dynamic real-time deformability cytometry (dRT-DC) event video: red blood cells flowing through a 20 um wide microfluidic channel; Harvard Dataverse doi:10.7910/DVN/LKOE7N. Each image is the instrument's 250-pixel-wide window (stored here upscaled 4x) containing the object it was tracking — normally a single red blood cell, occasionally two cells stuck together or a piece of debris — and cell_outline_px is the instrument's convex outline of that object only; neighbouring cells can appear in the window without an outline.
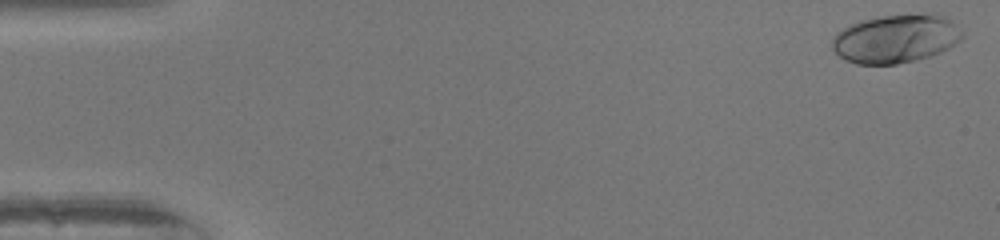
{"species": "human", "species_latin": "Homo sapiens", "temperature_condition": "warm", "stored_images_in_passage": 45, "camera_frame_rate_fps": 3000, "um_per_image_px": 0.085, "donor": {"sex": "female"}, "frame": {"image": 1, "passage_image": 1, "time_ms": 0.0, "image_size_px": [1000, 240], "cell_outline_px": [[964, 36], [960, 40], [948, 48], [940, 52], [916, 60], [896, 64], [856, 64], [840, 56], [832, 48], [832, 36], [836, 32], [860, 20], [880, 16], [936, 12], [948, 16], [952, 20]], "centroid_in_image_um": [76.16, 3.26], "position_along_channel_um": 8.8, "area_um2": 36.99}}
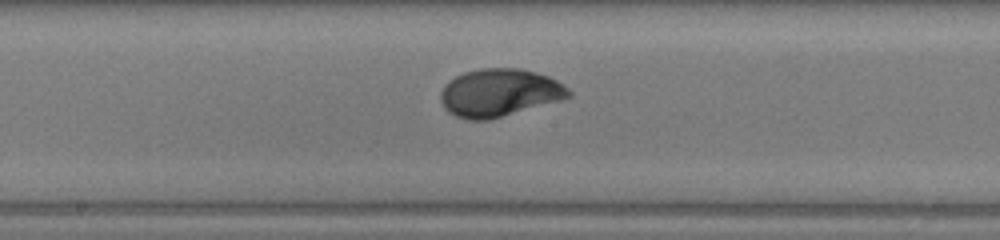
{"frame": {"image": 2, "passage_image": 27, "time_ms": 8.667, "image_size_px": [1000, 240], "cell_outline_px": [[572, 96], [560, 100], [488, 120], [468, 120], [456, 116], [448, 112], [444, 108], [440, 100], [440, 92], [444, 84], [448, 80], [464, 72], [480, 68], [520, 68], [536, 72], [548, 76], [564, 84], [572, 92]], "centroid_in_image_um": [42.42, 7.87], "position_along_channel_um": 205.8, "area_um2": 35.78}}
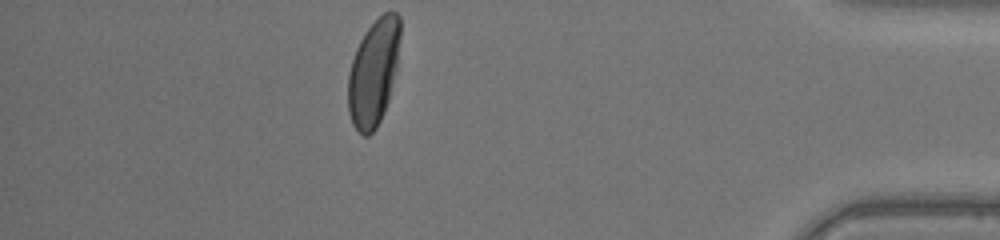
{"frame": {"image": 3, "passage_image": 45, "time_ms": 14.667, "image_size_px": [1000, 240], "cell_outline_px": [[400, 36], [396, 72], [388, 100], [384, 112], [376, 128], [368, 136], [364, 136], [352, 124], [348, 112], [348, 72], [356, 48], [364, 32], [384, 12], [396, 12], [400, 16]], "centroid_in_image_um": [31.75, 6.16], "position_along_channel_um": 403.5, "area_um2": 32.37}, "authors_computed_cell_mechanics": {"area_um2": 34.5644, "velocity_mm_per_s": 4.054, "shape_relaxation_time_tau1_ms": 2.6777, "shape_relaxation_time_tau2_ms": null, "deformation_change_tau1": 0.1774, "deformation_change_tau2": null}}